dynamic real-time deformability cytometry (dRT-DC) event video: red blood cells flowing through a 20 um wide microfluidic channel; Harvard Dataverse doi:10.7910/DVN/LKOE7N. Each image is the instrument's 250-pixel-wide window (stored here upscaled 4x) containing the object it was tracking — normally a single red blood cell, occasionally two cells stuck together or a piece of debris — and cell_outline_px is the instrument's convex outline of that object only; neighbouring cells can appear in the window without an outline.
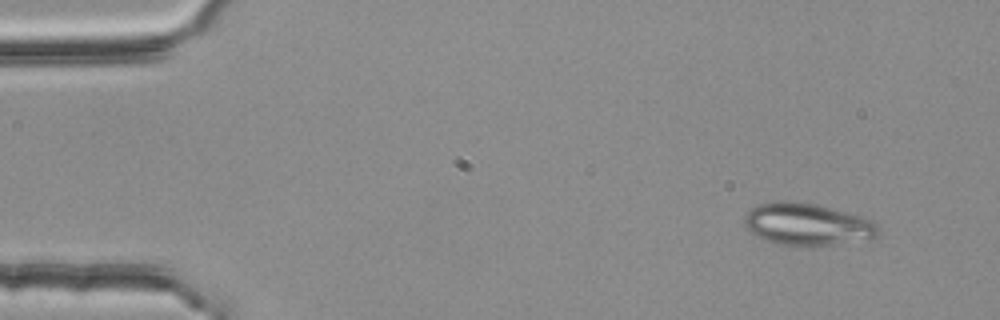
{"species": "common noctule bat (a hibernating species)", "species_latin": "Nyctalus noctula", "temperature_condition": "room temperature", "stored_images_in_passage": 3, "camera_frame_rate_fps": 3000, "um_per_image_px": 0.085, "animal": {"sex": "female", "body_mass_g": 25.1}, "frame": {"image": 1, "passage_image": 1, "time_ms": 0.0, "image_size_px": [1000, 320], "cell_outline_px": [[880, 232], [872, 240], [832, 244], [780, 244], [768, 240], [752, 232], [744, 224], [744, 216], [756, 204], [812, 204], [844, 212], [868, 220], [876, 224], [880, 228]], "centroid_in_image_um": [68.67, 19.1], "position_along_channel_um": 16.3, "area_um2": 31.04}}